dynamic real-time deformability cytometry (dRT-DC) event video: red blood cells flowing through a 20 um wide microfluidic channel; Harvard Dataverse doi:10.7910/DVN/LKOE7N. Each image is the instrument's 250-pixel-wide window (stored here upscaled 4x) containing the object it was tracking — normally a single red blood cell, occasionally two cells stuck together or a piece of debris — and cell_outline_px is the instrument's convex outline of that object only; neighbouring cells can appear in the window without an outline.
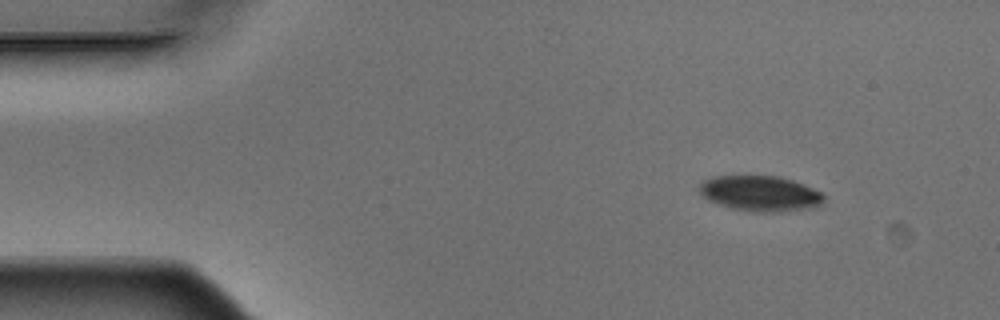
{"species": "Egyptian fruit bat (a non-hibernating species)", "species_latin": "Rousettus aegyptiacus", "temperature_condition": "warm", "stored_images_in_passage": 4, "camera_frame_rate_fps": 3000, "um_per_image_px": 0.085, "animal": {"sex": "male"}, "frame": {"image": 1, "passage_image": 1, "time_ms": 0.0, "image_size_px": [1000, 320], "cell_outline_px": [[824, 200], [816, 208], [780, 212], [764, 212], [732, 208], [708, 200], [700, 192], [700, 184], [704, 180], [712, 176], [780, 176], [804, 184], [820, 192], [824, 196]], "centroid_in_image_um": [64.66, 16.44], "position_along_channel_um": 20.3, "area_um2": 25.61}}
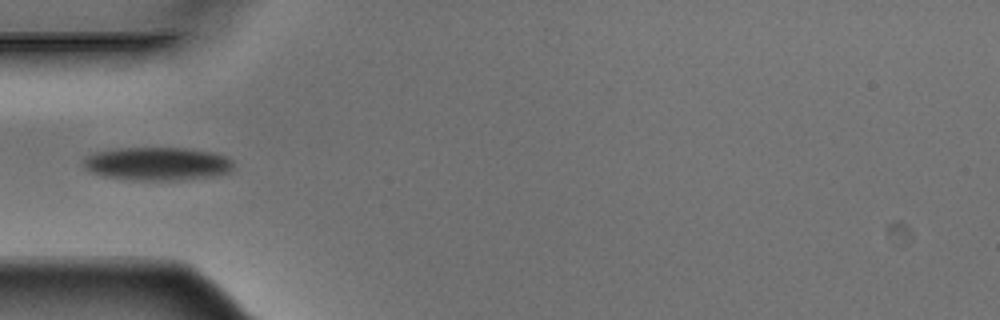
{"frame": {"image": 2, "passage_image": 4, "time_ms": 1.0, "image_size_px": [1000, 320], "cell_outline_px": [[232, 172], [216, 176], [176, 180], [136, 180], [104, 176], [92, 172], [84, 168], [84, 160], [92, 152], [116, 148], [184, 148], [212, 152], [224, 156], [232, 160]], "centroid_in_image_um": [13.38, 13.92], "position_along_channel_um": 71.6, "area_um2": 29.07}}